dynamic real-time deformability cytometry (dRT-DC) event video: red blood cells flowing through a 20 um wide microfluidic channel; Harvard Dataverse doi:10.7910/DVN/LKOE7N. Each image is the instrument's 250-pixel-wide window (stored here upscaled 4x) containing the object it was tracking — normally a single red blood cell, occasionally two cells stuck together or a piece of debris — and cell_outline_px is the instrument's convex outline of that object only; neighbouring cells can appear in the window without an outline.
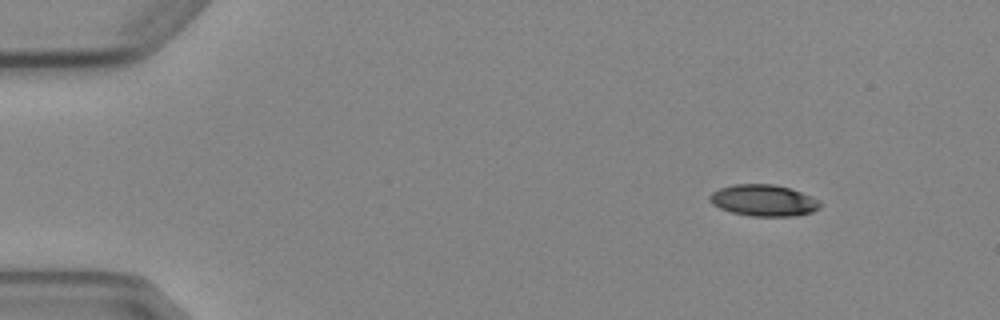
{"species": "Egyptian fruit bat (a non-hibernating species)", "species_latin": "Rousettus aegyptiacus", "temperature_condition": "cold", "stored_images_in_passage": 6, "camera_frame_rate_fps": 3000, "um_per_image_px": 0.085, "animal": {"sex": "female"}, "frame": {"image": 1, "passage_image": 1, "time_ms": 0.0, "image_size_px": [1000, 320], "cell_outline_px": [[820, 208], [812, 212], [792, 216], [752, 216], [732, 212], [720, 208], [712, 204], [708, 200], [708, 196], [712, 192], [720, 188], [732, 184], [776, 184], [792, 188], [812, 196], [820, 200]], "centroid_in_image_um": [64.91, 17.02], "position_along_channel_um": 20.1, "area_um2": 20.46}}
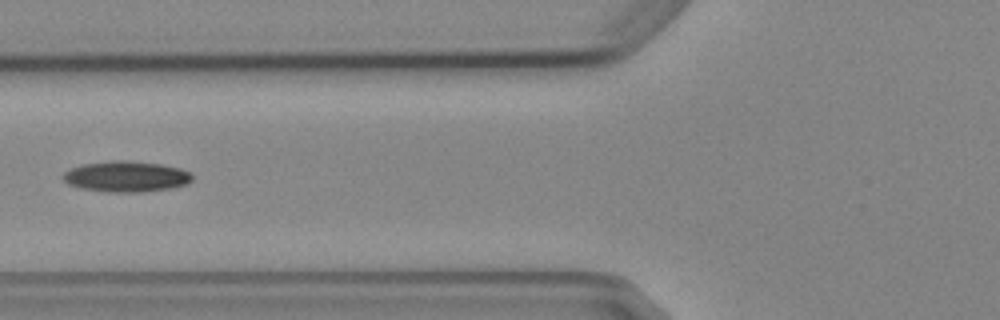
{"frame": {"image": 2, "passage_image": 5, "time_ms": 5.0, "image_size_px": [1000, 320], "cell_outline_px": [[192, 180], [188, 184], [168, 188], [140, 192], [108, 192], [80, 188], [68, 184], [60, 176], [64, 172], [72, 168], [84, 164], [112, 160], [120, 160], [160, 164], [180, 168], [188, 172], [192, 176]], "centroid_in_image_um": [10.69, 15.01], "position_along_channel_um": 115.1, "area_um2": 23.0}}
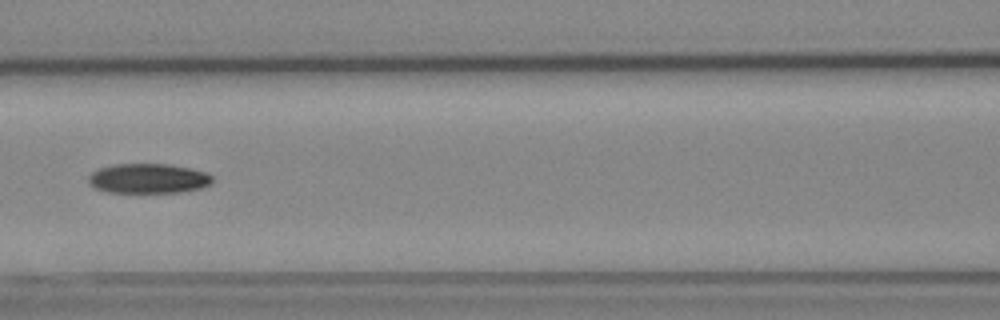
{"frame": {"image": 3, "passage_image": 6, "time_ms": 6.0, "image_size_px": [1000, 320], "cell_outline_px": [[212, 180], [208, 184], [200, 188], [180, 192], [108, 192], [96, 188], [88, 180], [88, 176], [92, 172], [100, 168], [112, 164], [168, 164], [188, 168], [204, 172], [212, 176]], "centroid_in_image_um": [12.57, 15.16], "position_along_channel_um": 154.0, "area_um2": 21.15}}